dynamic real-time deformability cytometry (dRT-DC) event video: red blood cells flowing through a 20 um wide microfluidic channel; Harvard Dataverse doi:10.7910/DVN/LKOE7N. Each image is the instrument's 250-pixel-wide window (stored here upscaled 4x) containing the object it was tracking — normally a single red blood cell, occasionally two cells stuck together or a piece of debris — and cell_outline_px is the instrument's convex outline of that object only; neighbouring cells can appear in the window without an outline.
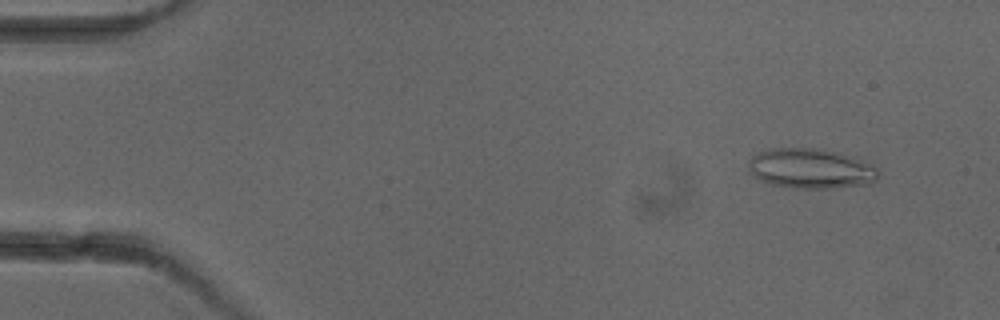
{"species": "common noctule bat (a hibernating species)", "species_latin": "Nyctalus noctula", "temperature_condition": "cold", "stored_images_in_passage": 5, "camera_frame_rate_fps": 3000, "um_per_image_px": 0.085, "animal": {"sex": "female"}, "frame": {"image": 1, "passage_image": 2, "time_ms": 1.333, "image_size_px": [1000, 320], "cell_outline_px": [[880, 172], [876, 180], [868, 184], [832, 188], [796, 188], [772, 184], [760, 180], [748, 172], [748, 160], [756, 152], [772, 148], [812, 148], [836, 152], [852, 156], [872, 164]], "centroid_in_image_um": [68.89, 14.32], "position_along_channel_um": 16.1, "area_um2": 30.4}}